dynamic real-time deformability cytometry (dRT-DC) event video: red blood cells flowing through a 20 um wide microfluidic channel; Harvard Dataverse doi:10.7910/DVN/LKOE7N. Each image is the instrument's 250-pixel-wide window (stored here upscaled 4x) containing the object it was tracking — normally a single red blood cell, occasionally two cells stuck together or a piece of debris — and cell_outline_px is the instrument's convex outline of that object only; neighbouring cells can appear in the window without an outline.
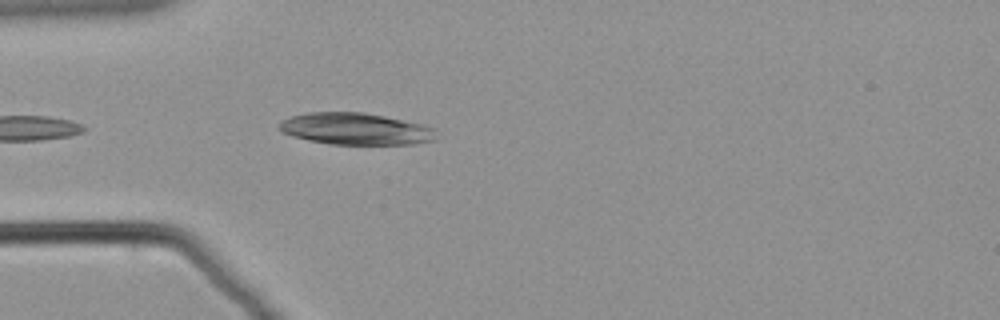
{"species": "common noctule bat (a hibernating species)", "species_latin": "Nyctalus noctula", "temperature_condition": "warm", "stored_images_in_passage": 8, "camera_frame_rate_fps": 3000, "um_per_image_px": 0.085, "animal": {"sex": "male", "body_mass_g": 21.5, "forearm_length_mm": 52.0}, "frame": {"image": 1, "passage_image": 4, "time_ms": 1.0, "image_size_px": [1000, 320], "cell_outline_px": [[436, 140], [412, 144], [328, 144], [308, 140], [292, 136], [280, 132], [280, 124], [284, 120], [292, 116], [308, 112], [364, 112], [384, 116], [420, 124], [436, 128]], "centroid_in_image_um": [30.24, 10.96], "position_along_channel_um": 54.8, "area_um2": 29.02}}